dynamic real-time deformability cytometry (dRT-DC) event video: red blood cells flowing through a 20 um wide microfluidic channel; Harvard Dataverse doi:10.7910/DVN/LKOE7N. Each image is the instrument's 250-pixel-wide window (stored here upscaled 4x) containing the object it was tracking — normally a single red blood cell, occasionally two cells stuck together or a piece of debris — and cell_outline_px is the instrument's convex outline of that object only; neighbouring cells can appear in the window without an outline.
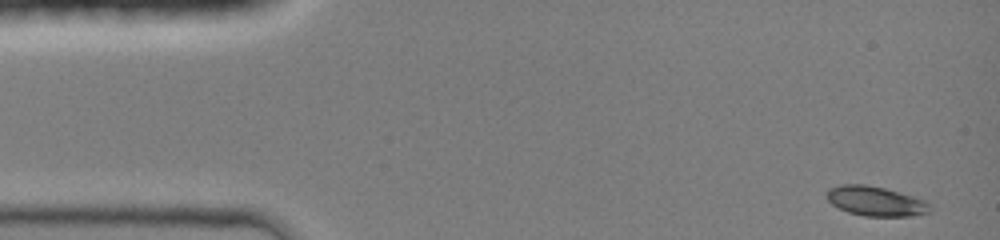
{"species": "common noctule bat (a hibernating species)", "species_latin": "Nyctalus noctula", "temperature_condition": "room temperature", "stored_images_in_passage": 42, "camera_frame_rate_fps": 3000, "um_per_image_px": 0.085, "animal": {"sex": "female", "body_mass_g": 19.0, "forearm_length_mm": 51.5}, "frame": {"image": 1, "passage_image": 1, "time_ms": 0.0, "image_size_px": [1000, 240], "cell_outline_px": [[932, 212], [912, 216], [864, 216], [848, 212], [832, 204], [824, 196], [828, 188], [840, 184], [864, 184], [884, 188], [928, 200], [932, 208]], "centroid_in_image_um": [74.45, 17.09], "position_along_channel_um": 10.5, "area_um2": 18.15}}
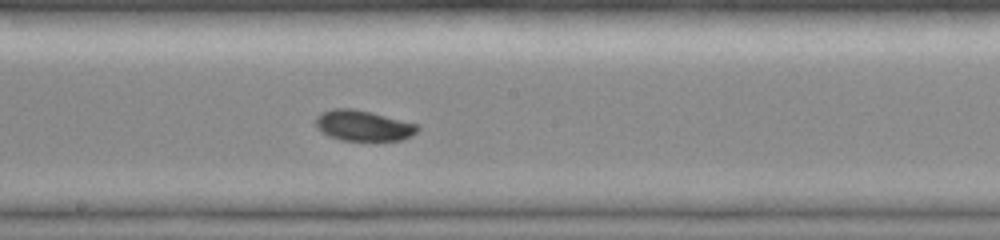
{"frame": {"image": 2, "passage_image": 23, "time_ms": 7.333, "image_size_px": [1000, 240], "cell_outline_px": [[420, 128], [412, 136], [404, 140], [340, 140], [328, 136], [320, 132], [316, 128], [316, 116], [332, 108], [352, 108], [372, 112], [420, 124]], "centroid_in_image_um": [30.9, 10.67], "position_along_channel_um": 217.3, "area_um2": 18.44}}
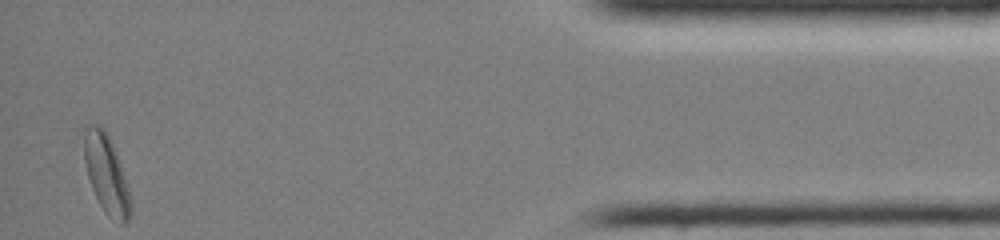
{"frame": {"image": 3, "passage_image": 42, "time_ms": 13.667, "image_size_px": [1000, 240], "cell_outline_px": [[132, 208], [128, 220], [124, 224], [120, 224], [108, 216], [104, 212], [92, 188], [88, 176], [84, 160], [84, 128], [88, 124], [100, 124], [104, 128], [112, 144], [120, 164], [128, 188], [132, 204]], "centroid_in_image_um": [9.03, 14.8], "position_along_channel_um": 426.2, "area_um2": 21.15}, "authors_computed_cell_mechanics": {"area_um2": 17.8313, "velocity_mm_per_s": 4.2792, "shape_relaxation_time_tau1_ms": 4.0095, "shape_relaxation_time_tau2_ms": null, "deformation_change_tau1": 0.0864, "deformation_change_tau2": null}}